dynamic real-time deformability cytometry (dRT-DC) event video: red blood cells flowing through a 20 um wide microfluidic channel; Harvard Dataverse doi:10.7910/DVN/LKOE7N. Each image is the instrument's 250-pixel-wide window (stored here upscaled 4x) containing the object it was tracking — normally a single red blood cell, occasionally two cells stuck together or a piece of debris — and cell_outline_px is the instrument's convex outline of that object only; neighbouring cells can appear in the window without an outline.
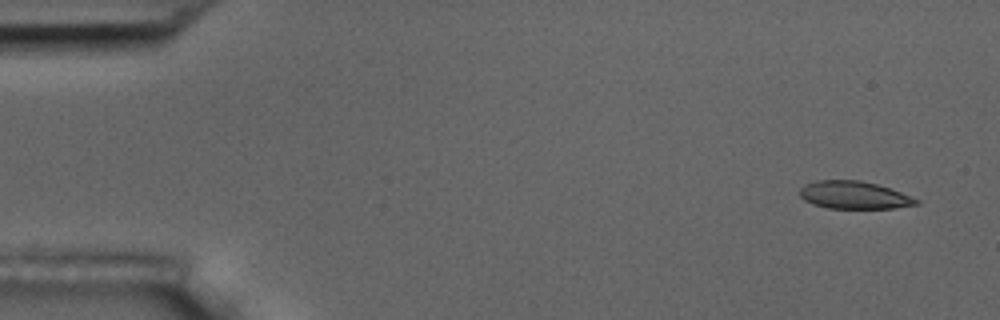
{"species": "common noctule bat (a hibernating species)", "species_latin": "Nyctalus noctula", "temperature_condition": "room temperature", "stored_images_in_passage": 5, "segment_of_instrument_passage": [1, 2], "camera_frame_rate_fps": 3000, "um_per_image_px": 0.085, "animal": {"sex": "male", "body_mass_g": 17.5, "forearm_length_mm": 52.3}, "frame": {"image": 1, "passage_image": 1, "time_ms": 0.0, "image_size_px": [1000, 320], "cell_outline_px": [[920, 204], [892, 208], [828, 208], [812, 204], [804, 200], [800, 196], [800, 188], [804, 184], [816, 180], [860, 180], [892, 188], [920, 200]], "centroid_in_image_um": [72.6, 16.57], "position_along_channel_um": 12.4, "area_um2": 18.9}}
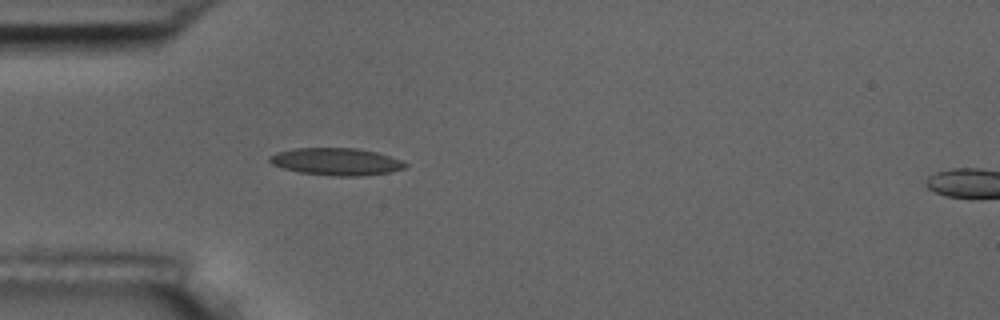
{"frame": {"image": 2, "passage_image": 4, "time_ms": 4.333, "image_size_px": [1000, 320], "cell_outline_px": [[408, 164], [404, 168], [388, 172], [360, 176], [332, 176], [300, 172], [284, 168], [272, 164], [268, 160], [268, 156], [276, 152], [296, 148], [356, 148], [376, 152], [400, 160]], "centroid_in_image_um": [28.54, 13.73], "position_along_channel_um": 56.5, "area_um2": 21.39}}